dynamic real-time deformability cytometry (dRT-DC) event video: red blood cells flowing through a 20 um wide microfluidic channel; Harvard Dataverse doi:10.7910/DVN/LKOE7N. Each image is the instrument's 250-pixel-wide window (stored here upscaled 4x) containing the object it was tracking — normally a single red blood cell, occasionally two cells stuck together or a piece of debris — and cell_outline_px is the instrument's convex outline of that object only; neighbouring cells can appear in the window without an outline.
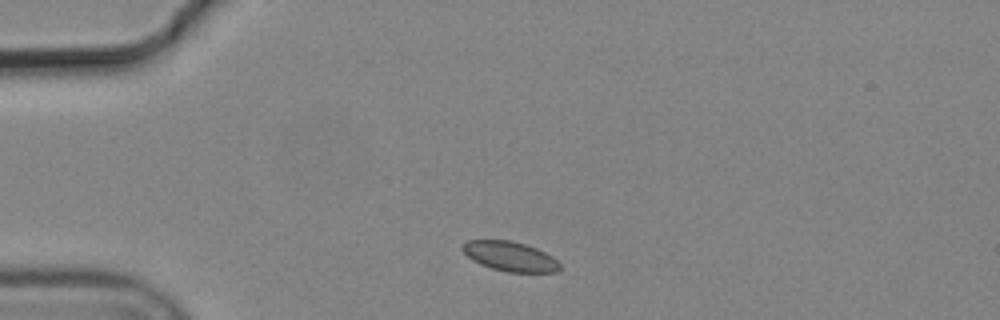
{"species": "common noctule bat (a hibernating species)", "species_latin": "Nyctalus noctula", "temperature_condition": "cold", "stored_images_in_passage": 2, "camera_frame_rate_fps": 3000, "um_per_image_px": 0.085, "animal": {"sex": "male", "body_mass_g": 19.2, "forearm_length_mm": 51.8}, "frame": {"image": 1, "passage_image": 1, "time_ms": 0.0, "image_size_px": [1000, 320], "cell_outline_px": [[560, 268], [556, 272], [508, 272], [492, 268], [480, 264], [472, 260], [460, 248], [468, 240], [508, 240], [524, 244], [536, 248], [552, 256], [560, 264]], "centroid_in_image_um": [43.34, 21.79], "position_along_channel_um": 41.7, "area_um2": 16.65}}